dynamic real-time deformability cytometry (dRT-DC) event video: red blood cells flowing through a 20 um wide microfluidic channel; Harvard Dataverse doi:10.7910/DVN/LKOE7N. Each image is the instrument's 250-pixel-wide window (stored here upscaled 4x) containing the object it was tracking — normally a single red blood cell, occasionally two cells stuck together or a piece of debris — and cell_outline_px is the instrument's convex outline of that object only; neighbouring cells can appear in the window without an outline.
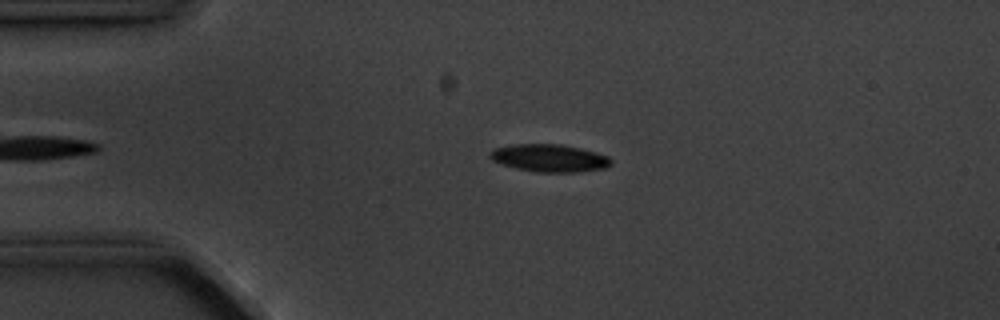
{"species": "common noctule bat (a hibernating species)", "species_latin": "Nyctalus noctula", "temperature_condition": "cold", "stored_images_in_passage": 4, "camera_frame_rate_fps": 3000, "um_per_image_px": 0.085, "animal": {"sex": "male", "body_mass_g": 20.1, "forearm_length_mm": 53.5}, "frame": {"image": 1, "passage_image": 3, "time_ms": 2.333, "image_size_px": [1000, 320], "cell_outline_px": [[612, 164], [604, 168], [576, 172], [536, 172], [516, 168], [500, 164], [492, 160], [488, 156], [488, 152], [496, 148], [516, 144], [564, 144], [596, 152], [608, 156], [612, 160]], "centroid_in_image_um": [46.69, 13.43], "position_along_channel_um": 38.3, "area_um2": 19.54}}